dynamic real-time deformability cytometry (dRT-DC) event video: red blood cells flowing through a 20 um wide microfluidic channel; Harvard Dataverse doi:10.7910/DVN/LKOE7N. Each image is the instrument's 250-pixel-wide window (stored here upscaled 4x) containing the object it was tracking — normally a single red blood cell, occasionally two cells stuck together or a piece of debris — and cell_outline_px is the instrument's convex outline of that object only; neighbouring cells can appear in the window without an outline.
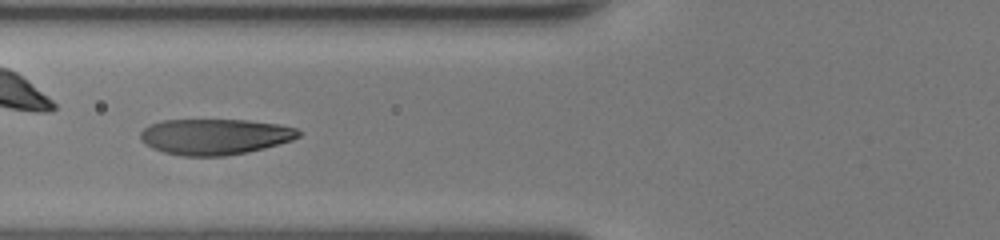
{"species": "human", "species_latin": "Homo sapiens", "temperature_condition": "room temperature", "stored_images_in_passage": 47, "camera_frame_rate_fps": 3000, "um_per_image_px": 0.085, "donor": {"sex": "female"}, "frame": {"image": 1, "passage_image": 17, "time_ms": 5.333, "image_size_px": [1000, 240], "cell_outline_px": [[300, 136], [292, 140], [264, 148], [248, 152], [224, 156], [180, 156], [164, 152], [152, 148], [144, 144], [140, 140], [140, 132], [148, 124], [164, 120], [248, 120], [280, 124], [296, 128], [300, 132]], "centroid_in_image_um": [18.24, 11.61], "position_along_channel_um": 107.6, "area_um2": 33.23}}
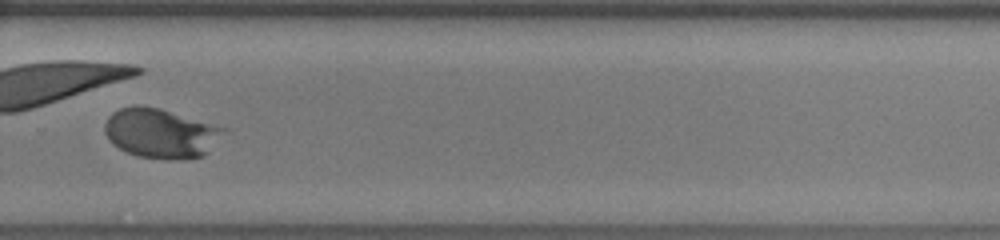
{"frame": {"image": 2, "passage_image": 32, "time_ms": 10.333, "image_size_px": [1000, 240], "cell_outline_px": [[228, 128], [208, 152], [204, 156], [184, 160], [180, 160], [140, 156], [128, 152], [112, 144], [108, 140], [104, 132], [104, 124], [108, 116], [112, 112], [120, 108], [136, 104], [160, 108]], "centroid_in_image_um": [13.66, 11.31], "position_along_channel_um": 316.1, "area_um2": 34.56}}
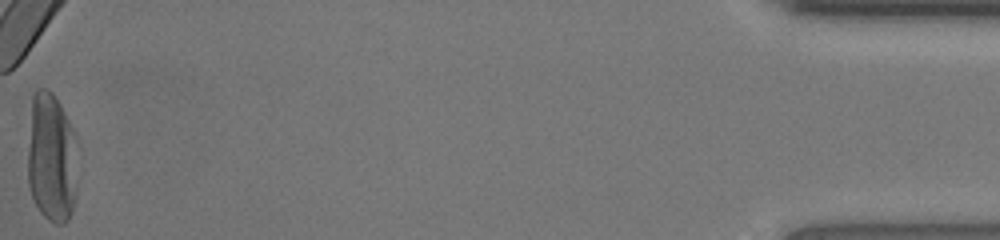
{"frame": {"image": 3, "passage_image": 47, "time_ms": 15.333, "image_size_px": [1000, 240], "cell_outline_px": [[76, 192], [72, 212], [68, 220], [64, 224], [56, 224], [48, 220], [40, 212], [32, 196], [28, 184], [28, 148], [32, 96], [36, 88], [44, 88], [52, 92], [60, 104], [72, 128], [76, 184]], "centroid_in_image_um": [4.35, 13.45], "position_along_channel_um": 430.9, "area_um2": 37.34}, "authors_computed_cell_mechanics": {"area_um2": 31.2698, "velocity_mm_per_s": 4.1662, "shape_relaxation_time_tau1_ms": 3.6719, "shape_relaxation_time_tau2_ms": null, "deformation_change_tau1": 0.2524, "deformation_change_tau2": null}}